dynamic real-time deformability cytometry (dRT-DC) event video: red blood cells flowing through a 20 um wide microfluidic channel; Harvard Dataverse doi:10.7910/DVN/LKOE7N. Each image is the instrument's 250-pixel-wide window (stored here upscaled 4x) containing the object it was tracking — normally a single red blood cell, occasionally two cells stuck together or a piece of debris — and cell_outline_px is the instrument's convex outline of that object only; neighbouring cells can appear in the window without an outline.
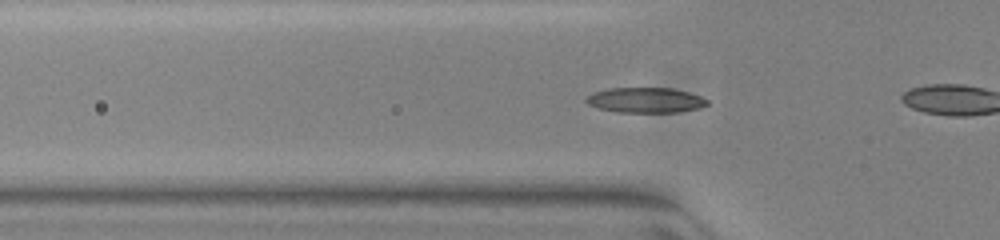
{"species": "common noctule bat (a hibernating species)", "species_latin": "Nyctalus noctula", "temperature_condition": "warm", "stored_images_in_passage": 38, "camera_frame_rate_fps": 3000, "um_per_image_px": 0.085, "animal": {"sex": "female", "body_mass_g": 23.0, "forearm_length_mm": 53.4}, "frame": {"image": 1, "passage_image": 2, "time_ms": 0.333, "image_size_px": [1000, 240], "cell_outline_px": [[708, 104], [700, 108], [680, 112], [616, 112], [600, 108], [588, 104], [584, 100], [592, 92], [608, 88], [672, 88], [688, 92], [700, 96], [708, 100]], "centroid_in_image_um": [54.87, 8.51], "position_along_channel_um": 70.9, "area_um2": 17.8}}
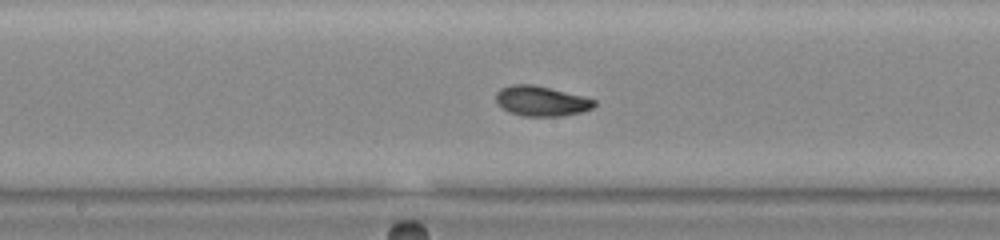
{"frame": {"image": 2, "passage_image": 12, "time_ms": 3.667, "image_size_px": [1000, 240], "cell_outline_px": [[596, 104], [592, 108], [580, 112], [560, 116], [524, 116], [508, 112], [496, 100], [496, 92], [500, 88], [512, 84], [532, 84], [596, 100]], "centroid_in_image_um": [45.97, 8.59], "position_along_channel_um": 202.2, "area_um2": 16.88}}
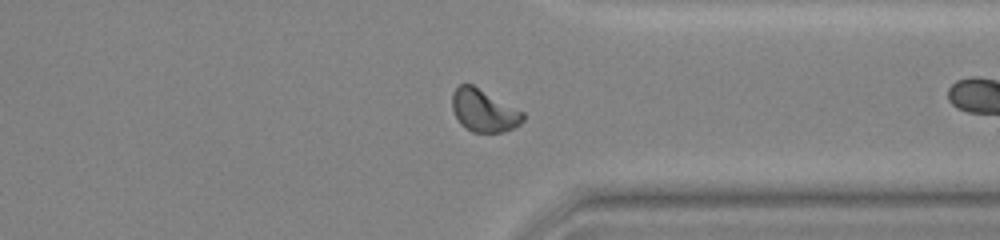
{"frame": {"image": 3, "passage_image": 25, "time_ms": 8.0, "image_size_px": [1000, 240], "cell_outline_px": [[524, 120], [520, 124], [504, 132], [472, 132], [464, 128], [460, 124], [452, 108], [452, 92], [460, 84], [472, 84], [524, 112]], "centroid_in_image_um": [41.11, 9.4], "position_along_channel_um": 370.3, "area_um2": 17.51}, "authors_computed_cell_mechanics": {"area_um2": 17.1088, "velocity_mm_per_s": 3.9295, "shape_relaxation_time_tau1_ms": 4.3134, "shape_relaxation_time_tau2_ms": 2.3832, "deformation_change_tau1": 0.1637, "deformation_change_tau2": 0.0712}}